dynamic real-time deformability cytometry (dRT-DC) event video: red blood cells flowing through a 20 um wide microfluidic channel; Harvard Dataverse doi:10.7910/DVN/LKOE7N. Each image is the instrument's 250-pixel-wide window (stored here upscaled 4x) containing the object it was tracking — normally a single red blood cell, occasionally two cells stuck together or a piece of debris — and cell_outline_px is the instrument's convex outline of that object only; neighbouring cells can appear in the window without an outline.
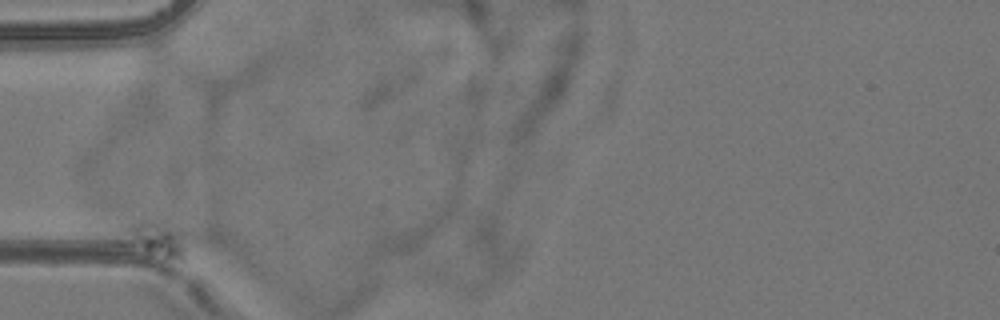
{"species": "common noctule bat (a hibernating species)", "species_latin": "Nyctalus noctula", "temperature_condition": "room temperature", "stored_images_in_passage": 2, "camera_frame_rate_fps": 3000, "um_per_image_px": 0.085, "animal": {"sex": "female", "body_mass_g": 24.6, "forearm_length_mm": 56.2}, "frame": {"image": 1, "passage_image": 1, "time_ms": 0.0, "image_size_px": [1000, 320], "cell_outline_px": [[184, 260], [180, 260], [116, 244], [116, 240], [124, 228], [132, 224], [156, 224], [180, 232], [184, 256]], "centroid_in_image_um": [12.99, 20.41], "position_along_channel_um": 72.0, "area_um2": 12.02}}